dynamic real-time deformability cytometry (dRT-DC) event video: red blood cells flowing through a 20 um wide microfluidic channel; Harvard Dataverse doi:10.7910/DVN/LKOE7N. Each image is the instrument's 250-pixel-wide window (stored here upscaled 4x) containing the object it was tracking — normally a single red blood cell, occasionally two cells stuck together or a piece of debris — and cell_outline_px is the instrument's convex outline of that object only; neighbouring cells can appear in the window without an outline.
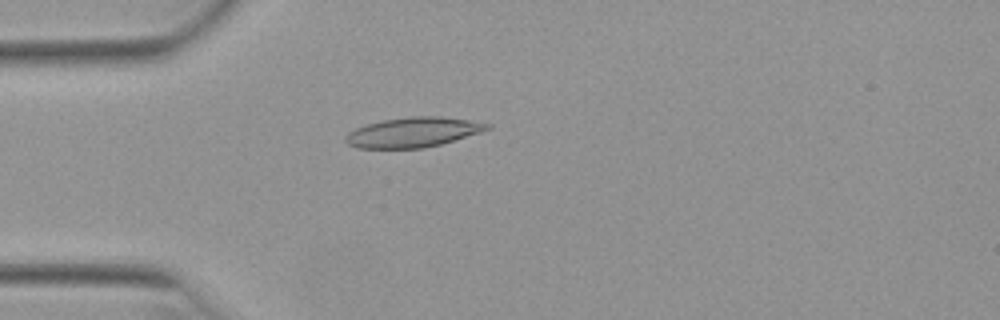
{"species": "Egyptian fruit bat (a non-hibernating species)", "species_latin": "Rousettus aegyptiacus", "temperature_condition": "warm", "stored_images_in_passage": 51, "camera_frame_rate_fps": 3000, "um_per_image_px": 0.085, "animal": {"sex": "female"}, "frame": {"image": 1, "passage_image": 13, "time_ms": 4.0, "image_size_px": [1000, 320], "cell_outline_px": [[492, 128], [480, 132], [440, 144], [424, 148], [356, 148], [348, 144], [344, 140], [344, 136], [348, 132], [356, 128], [368, 124], [384, 120], [412, 116], [440, 116], [468, 120], [492, 124]], "centroid_in_image_um": [35.09, 11.24], "position_along_channel_um": 49.9, "area_um2": 24.51}}
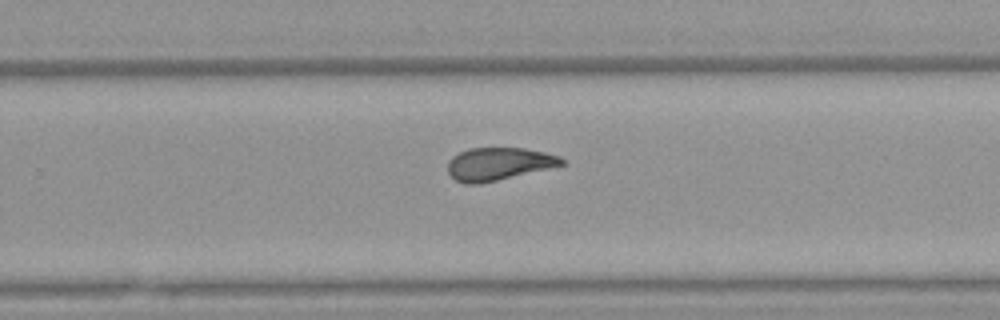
{"frame": {"image": 2, "passage_image": 32, "time_ms": 10.333, "image_size_px": [1000, 320], "cell_outline_px": [[568, 164], [480, 184], [464, 184], [456, 180], [448, 172], [448, 160], [452, 156], [468, 148], [524, 148], [544, 152], [560, 156], [568, 160]], "centroid_in_image_um": [42.43, 13.93], "position_along_channel_um": 287.4, "area_um2": 21.96}}
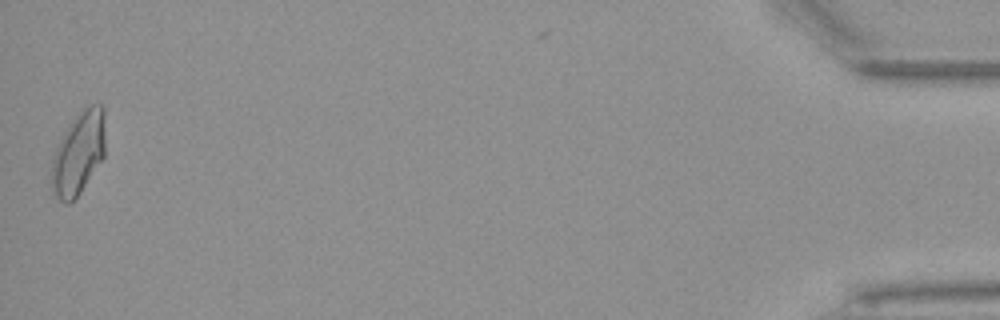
{"frame": {"image": 3, "passage_image": 50, "time_ms": 16.333, "image_size_px": [1000, 320], "cell_outline_px": [[104, 156], [80, 192], [68, 204], [64, 204], [52, 192], [52, 160], [56, 144], [64, 132], [84, 104], [104, 104]], "centroid_in_image_um": [6.67, 12.97], "position_along_channel_um": 428.5, "area_um2": 25.95}, "authors_computed_cell_mechanics": {"area_um2": 23.0044, "velocity_mm_per_s": 3.9387, "shape_relaxation_time_tau1_ms": 6.1377, "shape_relaxation_time_tau2_ms": 1.601, "deformation_change_tau1": 0.1783, "deformation_change_tau2": 0.0803}}